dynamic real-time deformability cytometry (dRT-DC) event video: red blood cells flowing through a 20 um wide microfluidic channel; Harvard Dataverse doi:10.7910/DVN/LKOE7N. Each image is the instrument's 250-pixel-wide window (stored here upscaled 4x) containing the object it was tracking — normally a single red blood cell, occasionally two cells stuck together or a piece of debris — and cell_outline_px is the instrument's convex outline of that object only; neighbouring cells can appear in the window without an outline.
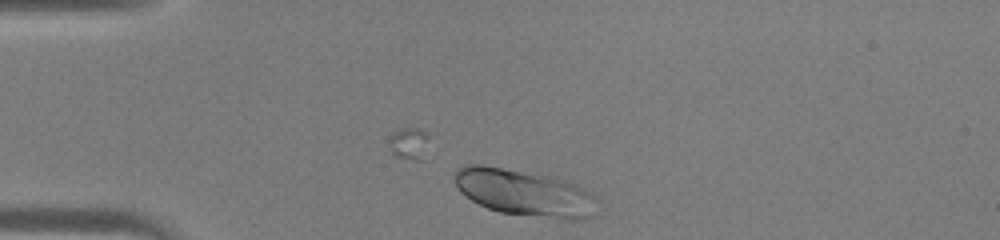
{"species": "human", "species_latin": "Homo sapiens", "temperature_condition": "warm", "stored_images_in_passage": 4, "camera_frame_rate_fps": 3000, "um_per_image_px": 0.085, "donor": {"sex": "male"}, "frame": {"image": 1, "passage_image": 4, "time_ms": 1.0, "image_size_px": [1000, 240], "cell_outline_px": [[592, 196], [588, 216], [580, 220], [568, 220], [500, 212], [488, 208], [472, 200], [460, 192], [456, 184], [456, 172], [464, 164], [480, 164], [552, 176], [576, 184], [588, 192]], "centroid_in_image_um": [44.47, 16.36], "position_along_channel_um": 40.5, "area_um2": 37.74}}